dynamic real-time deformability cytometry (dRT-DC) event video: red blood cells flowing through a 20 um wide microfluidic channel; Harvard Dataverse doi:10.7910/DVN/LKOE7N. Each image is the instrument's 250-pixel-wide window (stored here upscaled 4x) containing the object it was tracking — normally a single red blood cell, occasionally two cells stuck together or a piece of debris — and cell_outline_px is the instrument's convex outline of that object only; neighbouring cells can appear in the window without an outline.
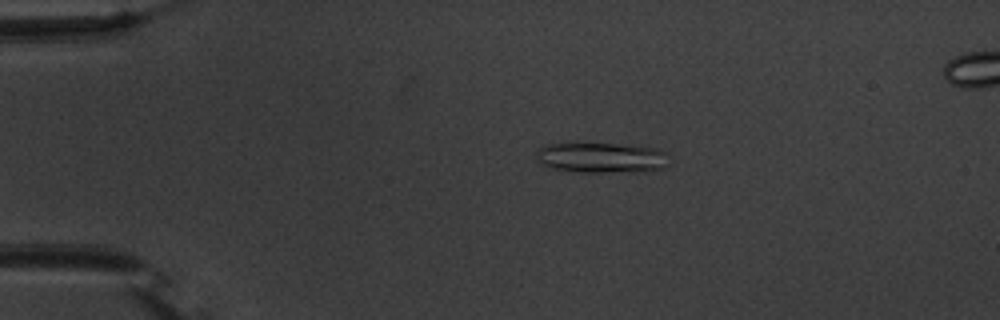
{"species": "common noctule bat (a hibernating species)", "species_latin": "Nyctalus noctula", "temperature_condition": "warm", "stored_images_in_passage": 55, "camera_frame_rate_fps": 3000, "um_per_image_px": 0.085, "animal": {"sex": "male", "body_mass_g": 20.1, "forearm_length_mm": 53.5}, "frame": {"image": 1, "passage_image": 12, "time_ms": 3.667, "image_size_px": [1000, 320], "cell_outline_px": [[668, 152], [664, 168], [644, 172], [580, 172], [548, 168], [540, 164], [536, 160], [536, 152], [544, 144], [616, 144], [656, 148]], "centroid_in_image_um": [51.1, 13.42], "position_along_channel_um": 33.9, "area_um2": 23.64}}
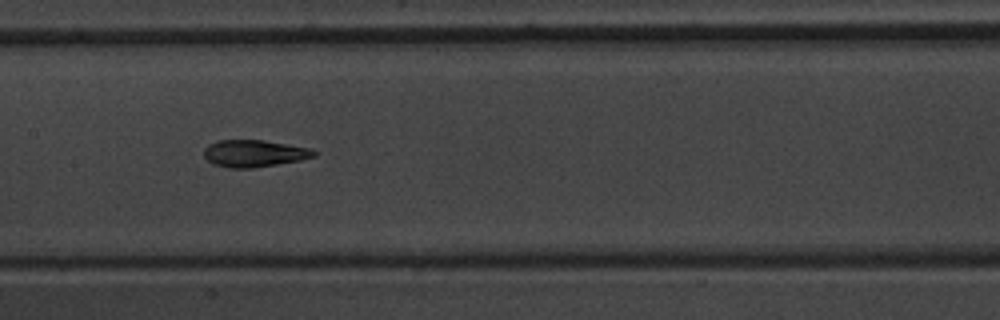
{"frame": {"image": 2, "passage_image": 28, "time_ms": 9.0, "image_size_px": [1000, 320], "cell_outline_px": [[320, 152], [316, 156], [300, 160], [252, 168], [228, 168], [212, 164], [204, 156], [204, 148], [208, 144], [216, 140], [264, 140], [312, 148]], "centroid_in_image_um": [21.62, 13.03], "position_along_channel_um": 185.8, "area_um2": 17.57}}
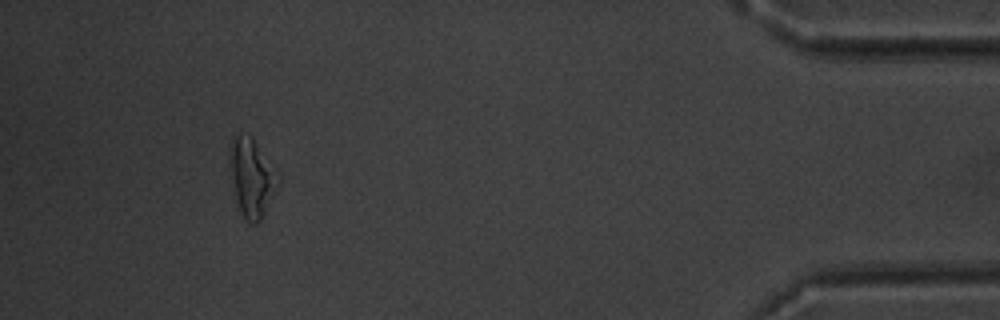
{"frame": {"image": 3, "passage_image": 51, "time_ms": 16.667, "image_size_px": [1000, 320], "cell_outline_px": [[280, 184], [260, 220], [256, 224], [252, 224], [240, 212], [236, 200], [228, 164], [228, 148], [232, 136], [240, 132], [252, 136], [280, 172]], "centroid_in_image_um": [21.4, 15.0], "position_along_channel_um": 413.8, "area_um2": 22.83}, "authors_computed_cell_mechanics": {"area_um2": 18.3804, "velocity_mm_per_s": 3.7244, "shape_relaxation_time_tau1_ms": 7.5443, "shape_relaxation_time_tau2_ms": 2.6385, "deformation_change_tau1": 0.1866, "deformation_change_tau2": 0.0948}}